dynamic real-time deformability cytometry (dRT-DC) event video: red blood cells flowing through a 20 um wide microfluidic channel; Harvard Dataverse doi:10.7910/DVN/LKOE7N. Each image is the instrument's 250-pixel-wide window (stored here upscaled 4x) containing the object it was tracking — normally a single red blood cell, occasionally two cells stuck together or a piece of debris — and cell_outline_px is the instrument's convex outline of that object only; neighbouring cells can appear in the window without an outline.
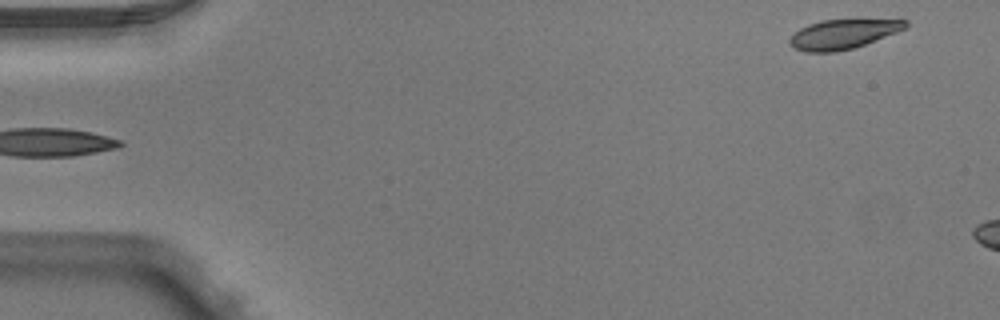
{"species": "Egyptian fruit bat (a non-hibernating species)", "species_latin": "Rousettus aegyptiacus", "temperature_condition": "warm", "stored_images_in_passage": 3, "segment_of_instrument_passage": [2, 2], "camera_frame_rate_fps": 3000, "um_per_image_px": 0.085, "animal": {"sex": "male"}, "frame": {"image": 1, "passage_image": 3, "time_ms": 0.667, "image_size_px": [1000, 320], "cell_outline_px": [[908, 24], [904, 28], [896, 32], [864, 44], [852, 48], [836, 52], [804, 52], [792, 48], [788, 44], [788, 40], [800, 28], [808, 24], [820, 20], [856, 16], [908, 20]], "centroid_in_image_um": [71.67, 2.83], "position_along_channel_um": 13.3, "area_um2": 20.92}}